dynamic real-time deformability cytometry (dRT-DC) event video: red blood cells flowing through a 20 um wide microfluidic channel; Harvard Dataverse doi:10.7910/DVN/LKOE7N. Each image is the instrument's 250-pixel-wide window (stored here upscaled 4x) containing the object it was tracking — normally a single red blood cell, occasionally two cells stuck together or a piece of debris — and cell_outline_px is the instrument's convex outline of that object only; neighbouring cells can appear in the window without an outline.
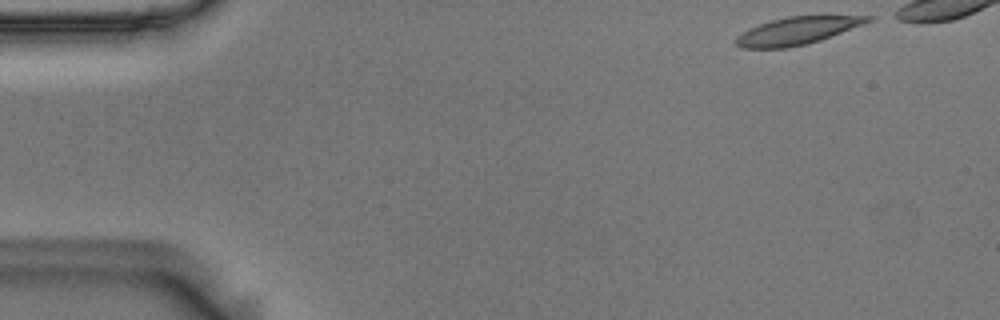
{"species": "Egyptian fruit bat (a non-hibernating species)", "species_latin": "Rousettus aegyptiacus", "temperature_condition": "room temperature", "stored_images_in_passage": 44, "camera_frame_rate_fps": 3000, "um_per_image_px": 0.085, "animal": {"sex": "male"}, "frame": {"image": 1, "passage_image": 1, "time_ms": 0.0, "image_size_px": [1000, 320], "cell_outline_px": [[876, 16], [872, 20], [820, 40], [808, 44], [788, 48], [740, 48], [736, 44], [736, 36], [760, 24], [772, 20], [788, 16]], "centroid_in_image_um": [67.74, 2.63], "position_along_channel_um": 17.3, "area_um2": 20.69}}
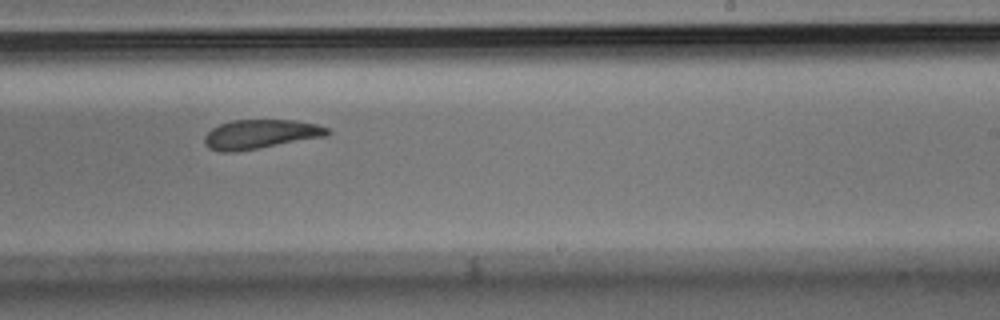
{"frame": {"image": 2, "passage_image": 30, "time_ms": 9.667, "image_size_px": [1000, 320], "cell_outline_px": [[332, 132], [328, 136], [236, 152], [220, 152], [208, 148], [204, 144], [204, 136], [212, 128], [220, 124], [232, 120], [296, 120], [316, 124], [328, 128]], "centroid_in_image_um": [22.14, 11.41], "position_along_channel_um": 266.9, "area_um2": 21.1}}
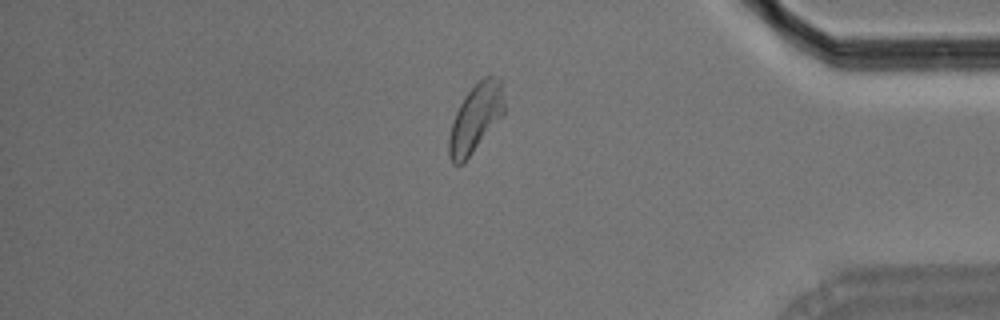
{"frame": {"image": 3, "passage_image": 43, "time_ms": 14.0, "image_size_px": [1000, 320], "cell_outline_px": [[504, 112], [464, 164], [452, 164], [448, 156], [448, 136], [456, 112], [464, 96], [484, 76], [496, 76], [500, 80], [504, 104]], "centroid_in_image_um": [40.39, 10.08], "position_along_channel_um": 394.8, "area_um2": 21.62}}